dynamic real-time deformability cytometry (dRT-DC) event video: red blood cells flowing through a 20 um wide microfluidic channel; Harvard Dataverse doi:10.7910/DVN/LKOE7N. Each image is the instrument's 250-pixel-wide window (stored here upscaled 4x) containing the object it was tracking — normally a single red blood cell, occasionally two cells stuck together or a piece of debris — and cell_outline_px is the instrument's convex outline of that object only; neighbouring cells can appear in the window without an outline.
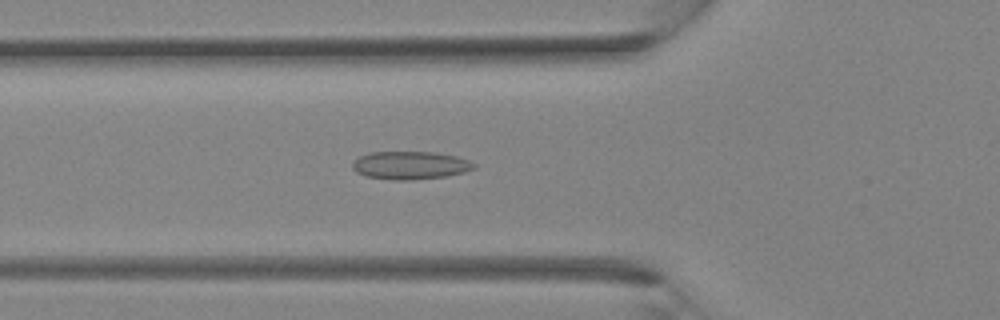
{"species": "Egyptian fruit bat (a non-hibernating species)", "species_latin": "Rousettus aegyptiacus", "temperature_condition": "room temperature", "stored_images_in_passage": 35, "camera_frame_rate_fps": 3000, "um_per_image_px": 0.085, "animal": {"sex": "female"}, "frame": {"image": 1, "passage_image": 12, "time_ms": 3.667, "image_size_px": [1000, 320], "cell_outline_px": [[476, 168], [464, 172], [448, 176], [412, 180], [396, 180], [368, 176], [356, 172], [352, 168], [352, 164], [360, 156], [372, 152], [436, 152], [456, 156], [468, 160], [476, 164]], "centroid_in_image_um": [34.92, 14.05], "position_along_channel_um": 90.9, "area_um2": 19.77}}
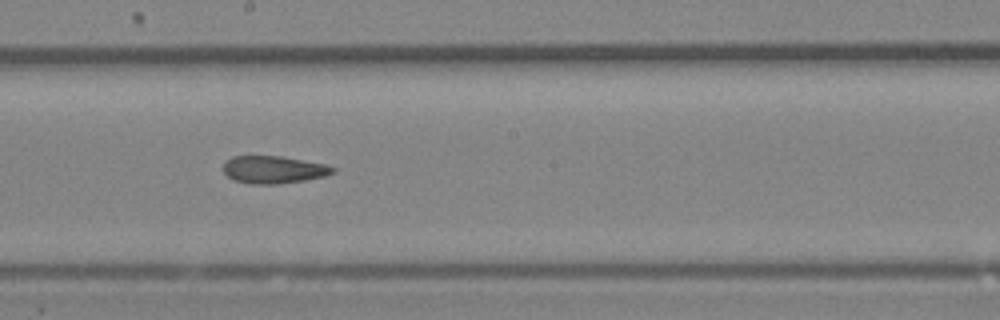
{"frame": {"image": 2, "passage_image": 19, "time_ms": 6.0, "image_size_px": [1000, 320], "cell_outline_px": [[336, 172], [324, 176], [304, 180], [276, 184], [252, 184], [232, 180], [224, 172], [224, 160], [232, 156], [280, 156], [324, 164], [336, 168]], "centroid_in_image_um": [23.22, 14.42], "position_along_channel_um": 225.0, "area_um2": 17.51}}
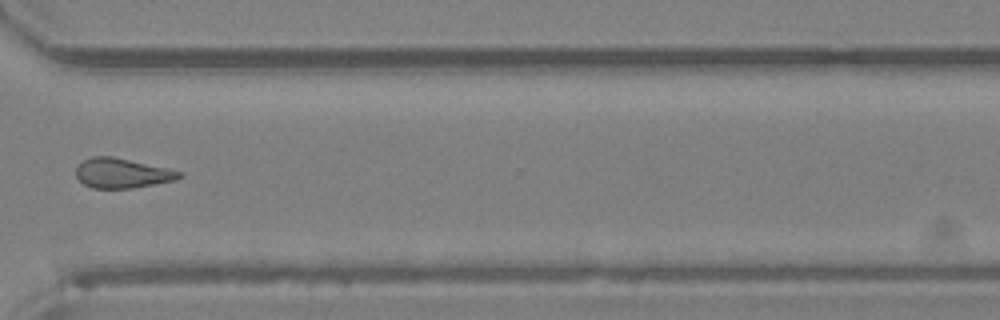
{"frame": {"image": 3, "passage_image": 26, "time_ms": 8.333, "image_size_px": [1000, 320], "cell_outline_px": [[184, 176], [172, 180], [132, 188], [92, 188], [84, 184], [76, 176], [76, 168], [84, 160], [92, 156], [112, 156], [184, 172]], "centroid_in_image_um": [10.36, 14.71], "position_along_channel_um": 360.2, "area_um2": 17.63}}